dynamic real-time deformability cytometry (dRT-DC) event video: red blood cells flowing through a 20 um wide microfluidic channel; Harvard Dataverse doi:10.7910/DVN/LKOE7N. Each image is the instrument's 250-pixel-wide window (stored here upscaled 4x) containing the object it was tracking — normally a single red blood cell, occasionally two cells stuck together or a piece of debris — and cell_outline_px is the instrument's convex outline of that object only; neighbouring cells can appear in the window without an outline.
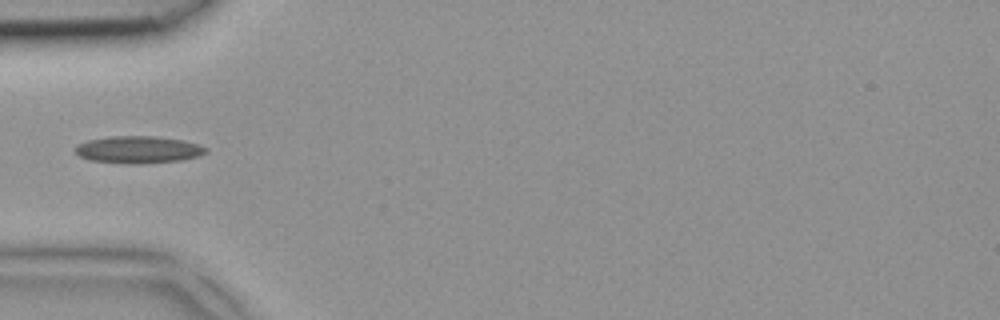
{"species": "common noctule bat (a hibernating species)", "species_latin": "Nyctalus noctula", "temperature_condition": "room temperature", "stored_images_in_passage": 6, "camera_frame_rate_fps": 3000, "um_per_image_px": 0.085, "animal": {"sex": "female", "body_mass_g": 18.4}, "frame": {"image": 1, "passage_image": 5, "time_ms": 1.333, "image_size_px": [1000, 320], "cell_outline_px": [[208, 152], [196, 156], [180, 160], [140, 164], [132, 164], [92, 160], [80, 156], [76, 152], [76, 144], [88, 140], [112, 136], [152, 136], [180, 140], [196, 144], [208, 148]], "centroid_in_image_um": [11.74, 12.72], "position_along_channel_um": 73.3, "area_um2": 20.35}}